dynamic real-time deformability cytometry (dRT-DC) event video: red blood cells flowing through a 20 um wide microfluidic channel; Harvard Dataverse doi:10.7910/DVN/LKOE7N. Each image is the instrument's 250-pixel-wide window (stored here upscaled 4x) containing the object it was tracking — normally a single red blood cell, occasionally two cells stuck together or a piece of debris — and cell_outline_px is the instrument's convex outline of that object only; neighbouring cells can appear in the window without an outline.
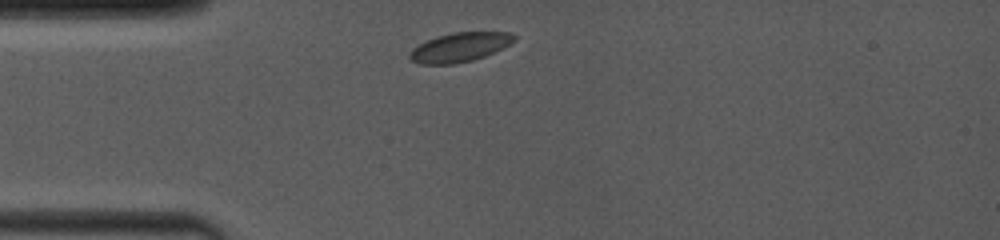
{"species": "common noctule bat (a hibernating species)", "species_latin": "Nyctalus noctula", "temperature_condition": "room temperature", "stored_images_in_passage": 38, "camera_frame_rate_fps": 4000, "um_per_image_px": 0.085, "animal": {"sex": "female", "body_mass_g": 19.0, "forearm_length_mm": 53.3}, "frame": {"image": 1, "passage_image": 1, "time_ms": 0.0, "image_size_px": [1000, 240], "cell_outline_px": [[516, 40], [484, 56], [472, 60], [456, 64], [420, 64], [412, 60], [408, 56], [408, 52], [412, 48], [436, 36], [452, 32], [508, 32], [516, 36]], "centroid_in_image_um": [39.03, 4.01], "position_along_channel_um": 46.0, "area_um2": 17.63}}
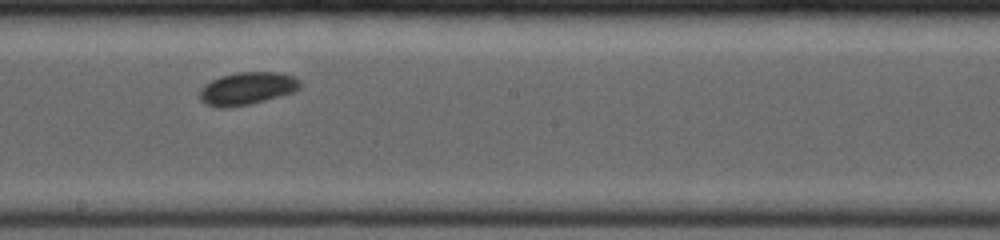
{"frame": {"image": 2, "passage_image": 17, "time_ms": 5.0, "image_size_px": [1000, 240], "cell_outline_px": [[300, 88], [292, 92], [264, 100], [248, 104], [224, 108], [216, 108], [204, 104], [200, 100], [200, 88], [204, 84], [220, 76], [236, 72], [280, 72], [296, 76], [300, 80]], "centroid_in_image_um": [20.98, 7.51], "position_along_channel_um": 227.2, "area_um2": 19.19}}
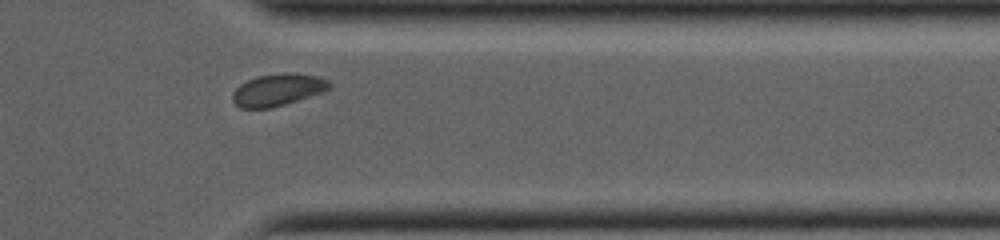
{"frame": {"image": 3, "passage_image": 33, "time_ms": 9.0, "image_size_px": [1000, 240], "cell_outline_px": [[332, 88], [324, 92], [272, 108], [240, 108], [232, 100], [232, 92], [240, 84], [256, 76], [284, 72], [288, 72], [320, 76], [328, 80], [332, 84]], "centroid_in_image_um": [23.65, 7.62], "position_along_channel_um": 387.8, "area_um2": 18.38}, "authors_computed_cell_mechanics": {"area_um2": 18.6694, "velocity_mm_per_s": 3.9719, "shape_relaxation_time_tau1_ms": 0.8233, "shape_relaxation_time_tau2_ms": null, "deformation_change_tau1": 0.0432, "deformation_change_tau2": null}}